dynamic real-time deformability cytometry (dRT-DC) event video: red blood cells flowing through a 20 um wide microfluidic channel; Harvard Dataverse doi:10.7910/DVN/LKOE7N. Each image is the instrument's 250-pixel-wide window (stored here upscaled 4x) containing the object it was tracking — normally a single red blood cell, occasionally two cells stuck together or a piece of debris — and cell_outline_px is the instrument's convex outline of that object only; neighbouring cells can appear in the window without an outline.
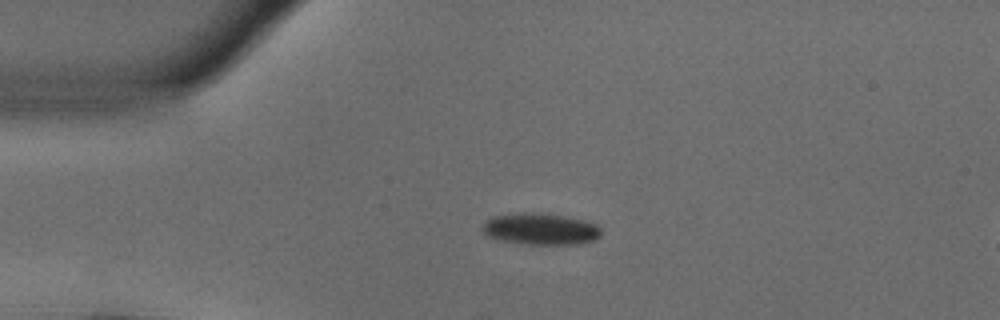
{"species": "common noctule bat (a hibernating species)", "species_latin": "Nyctalus noctula", "temperature_condition": "warm", "stored_images_in_passage": 11, "camera_frame_rate_fps": 3000, "um_per_image_px": 0.085, "animal": {"sex": "male", "body_mass_g": 18.8}, "frame": {"image": 1, "passage_image": 1, "time_ms": 0.0, "image_size_px": [1000, 320], "cell_outline_px": [[600, 236], [596, 240], [580, 244], [524, 244], [496, 240], [488, 236], [480, 228], [492, 216], [524, 212], [532, 212], [560, 216], [580, 220], [596, 224], [600, 228]], "centroid_in_image_um": [45.91, 19.48], "position_along_channel_um": 39.1, "area_um2": 21.73}}
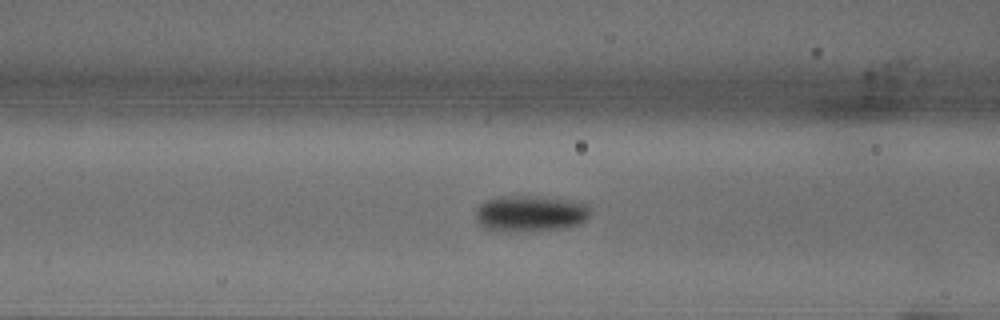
{"frame": {"image": 2, "passage_image": 10, "time_ms": 3.0, "image_size_px": [1000, 320], "cell_outline_px": [[592, 212], [580, 224], [564, 228], [524, 232], [500, 232], [484, 228], [476, 220], [476, 208], [484, 200], [524, 196], [528, 196], [572, 200], [588, 204]], "centroid_in_image_um": [45.09, 18.18], "position_along_channel_um": 121.5, "area_um2": 24.28}}